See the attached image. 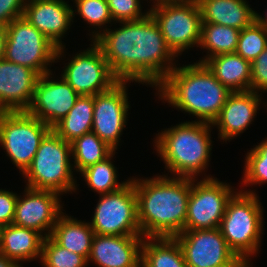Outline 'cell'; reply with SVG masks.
<instances>
[{"instance_id":"31","label":"cell","mask_w":267,"mask_h":267,"mask_svg":"<svg viewBox=\"0 0 267 267\" xmlns=\"http://www.w3.org/2000/svg\"><path fill=\"white\" fill-rule=\"evenodd\" d=\"M257 144L245 154L241 185L246 187L267 183V137Z\"/></svg>"},{"instance_id":"33","label":"cell","mask_w":267,"mask_h":267,"mask_svg":"<svg viewBox=\"0 0 267 267\" xmlns=\"http://www.w3.org/2000/svg\"><path fill=\"white\" fill-rule=\"evenodd\" d=\"M267 47V31L254 20L240 31L236 53L244 59L254 61Z\"/></svg>"},{"instance_id":"19","label":"cell","mask_w":267,"mask_h":267,"mask_svg":"<svg viewBox=\"0 0 267 267\" xmlns=\"http://www.w3.org/2000/svg\"><path fill=\"white\" fill-rule=\"evenodd\" d=\"M262 99L261 94L253 91L232 92L212 123L218 129V138L227 143L248 130L256 118L260 104L263 102L264 105Z\"/></svg>"},{"instance_id":"36","label":"cell","mask_w":267,"mask_h":267,"mask_svg":"<svg viewBox=\"0 0 267 267\" xmlns=\"http://www.w3.org/2000/svg\"><path fill=\"white\" fill-rule=\"evenodd\" d=\"M17 198V193L0 189V227L12 224Z\"/></svg>"},{"instance_id":"40","label":"cell","mask_w":267,"mask_h":267,"mask_svg":"<svg viewBox=\"0 0 267 267\" xmlns=\"http://www.w3.org/2000/svg\"><path fill=\"white\" fill-rule=\"evenodd\" d=\"M148 1V0H147ZM152 2L151 4V8H154L156 6H159V5H163V4H172V3H180V2H183V1H186V0H150Z\"/></svg>"},{"instance_id":"4","label":"cell","mask_w":267,"mask_h":267,"mask_svg":"<svg viewBox=\"0 0 267 267\" xmlns=\"http://www.w3.org/2000/svg\"><path fill=\"white\" fill-rule=\"evenodd\" d=\"M212 124L197 121H184L158 132L153 140L158 153L173 177L197 179L207 171L211 160Z\"/></svg>"},{"instance_id":"20","label":"cell","mask_w":267,"mask_h":267,"mask_svg":"<svg viewBox=\"0 0 267 267\" xmlns=\"http://www.w3.org/2000/svg\"><path fill=\"white\" fill-rule=\"evenodd\" d=\"M144 237L95 234L89 263L97 267H141V245ZM90 261V262H89Z\"/></svg>"},{"instance_id":"18","label":"cell","mask_w":267,"mask_h":267,"mask_svg":"<svg viewBox=\"0 0 267 267\" xmlns=\"http://www.w3.org/2000/svg\"><path fill=\"white\" fill-rule=\"evenodd\" d=\"M65 0H27L23 18L44 34L58 48L74 23L73 7Z\"/></svg>"},{"instance_id":"28","label":"cell","mask_w":267,"mask_h":267,"mask_svg":"<svg viewBox=\"0 0 267 267\" xmlns=\"http://www.w3.org/2000/svg\"><path fill=\"white\" fill-rule=\"evenodd\" d=\"M115 150L102 141L94 132H89L71 142L72 163L74 171L84 169L105 160Z\"/></svg>"},{"instance_id":"2","label":"cell","mask_w":267,"mask_h":267,"mask_svg":"<svg viewBox=\"0 0 267 267\" xmlns=\"http://www.w3.org/2000/svg\"><path fill=\"white\" fill-rule=\"evenodd\" d=\"M192 178L156 174L134 177L143 237H174L184 231Z\"/></svg>"},{"instance_id":"24","label":"cell","mask_w":267,"mask_h":267,"mask_svg":"<svg viewBox=\"0 0 267 267\" xmlns=\"http://www.w3.org/2000/svg\"><path fill=\"white\" fill-rule=\"evenodd\" d=\"M94 236L95 233L89 221L78 220L65 212L59 217L50 234L58 245L86 259L90 255Z\"/></svg>"},{"instance_id":"5","label":"cell","mask_w":267,"mask_h":267,"mask_svg":"<svg viewBox=\"0 0 267 267\" xmlns=\"http://www.w3.org/2000/svg\"><path fill=\"white\" fill-rule=\"evenodd\" d=\"M261 205L254 190H238L229 200L219 227L229 247L248 267H252L251 257L259 253L264 233Z\"/></svg>"},{"instance_id":"8","label":"cell","mask_w":267,"mask_h":267,"mask_svg":"<svg viewBox=\"0 0 267 267\" xmlns=\"http://www.w3.org/2000/svg\"><path fill=\"white\" fill-rule=\"evenodd\" d=\"M51 128L26 111L0 112V145L19 173L31 165Z\"/></svg>"},{"instance_id":"27","label":"cell","mask_w":267,"mask_h":267,"mask_svg":"<svg viewBox=\"0 0 267 267\" xmlns=\"http://www.w3.org/2000/svg\"><path fill=\"white\" fill-rule=\"evenodd\" d=\"M240 30L212 23H202L199 48L207 52L197 62L205 63L210 57L236 52Z\"/></svg>"},{"instance_id":"10","label":"cell","mask_w":267,"mask_h":267,"mask_svg":"<svg viewBox=\"0 0 267 267\" xmlns=\"http://www.w3.org/2000/svg\"><path fill=\"white\" fill-rule=\"evenodd\" d=\"M149 12L177 58L186 50L199 47L202 15L197 0L159 5L150 8Z\"/></svg>"},{"instance_id":"30","label":"cell","mask_w":267,"mask_h":267,"mask_svg":"<svg viewBox=\"0 0 267 267\" xmlns=\"http://www.w3.org/2000/svg\"><path fill=\"white\" fill-rule=\"evenodd\" d=\"M74 1L75 10L72 9L73 20L76 14L80 15L83 21H85L89 27L95 28L89 32L91 41H94L100 36L104 31L108 29V25L114 24L111 18L107 0H72ZM104 27V28H103ZM99 29V30H98ZM91 33V34H90ZM92 37V38H91Z\"/></svg>"},{"instance_id":"29","label":"cell","mask_w":267,"mask_h":267,"mask_svg":"<svg viewBox=\"0 0 267 267\" xmlns=\"http://www.w3.org/2000/svg\"><path fill=\"white\" fill-rule=\"evenodd\" d=\"M117 152L114 151L105 160L84 169L79 175L88 187L99 195L108 194L120 189L128 180L118 182V171L112 159Z\"/></svg>"},{"instance_id":"6","label":"cell","mask_w":267,"mask_h":267,"mask_svg":"<svg viewBox=\"0 0 267 267\" xmlns=\"http://www.w3.org/2000/svg\"><path fill=\"white\" fill-rule=\"evenodd\" d=\"M71 143L52 129L42 139L31 165L22 174L26 186L36 190H50L61 195L76 193Z\"/></svg>"},{"instance_id":"25","label":"cell","mask_w":267,"mask_h":267,"mask_svg":"<svg viewBox=\"0 0 267 267\" xmlns=\"http://www.w3.org/2000/svg\"><path fill=\"white\" fill-rule=\"evenodd\" d=\"M141 267H187L181 247L174 237H144Z\"/></svg>"},{"instance_id":"35","label":"cell","mask_w":267,"mask_h":267,"mask_svg":"<svg viewBox=\"0 0 267 267\" xmlns=\"http://www.w3.org/2000/svg\"><path fill=\"white\" fill-rule=\"evenodd\" d=\"M250 91L258 94L267 92V47L251 62V88Z\"/></svg>"},{"instance_id":"11","label":"cell","mask_w":267,"mask_h":267,"mask_svg":"<svg viewBox=\"0 0 267 267\" xmlns=\"http://www.w3.org/2000/svg\"><path fill=\"white\" fill-rule=\"evenodd\" d=\"M198 180L192 178L184 230L218 228L229 200L237 191L210 174L205 173L204 178Z\"/></svg>"},{"instance_id":"3","label":"cell","mask_w":267,"mask_h":267,"mask_svg":"<svg viewBox=\"0 0 267 267\" xmlns=\"http://www.w3.org/2000/svg\"><path fill=\"white\" fill-rule=\"evenodd\" d=\"M179 65L155 89V94L178 111L195 116L194 121L212 124L232 91L216 79L205 63Z\"/></svg>"},{"instance_id":"9","label":"cell","mask_w":267,"mask_h":267,"mask_svg":"<svg viewBox=\"0 0 267 267\" xmlns=\"http://www.w3.org/2000/svg\"><path fill=\"white\" fill-rule=\"evenodd\" d=\"M94 215L89 222L97 235H142L138 222L134 176L120 189L99 195Z\"/></svg>"},{"instance_id":"16","label":"cell","mask_w":267,"mask_h":267,"mask_svg":"<svg viewBox=\"0 0 267 267\" xmlns=\"http://www.w3.org/2000/svg\"><path fill=\"white\" fill-rule=\"evenodd\" d=\"M54 78L53 71L39 76L32 103L26 110L51 129L67 115L80 96L62 77Z\"/></svg>"},{"instance_id":"39","label":"cell","mask_w":267,"mask_h":267,"mask_svg":"<svg viewBox=\"0 0 267 267\" xmlns=\"http://www.w3.org/2000/svg\"><path fill=\"white\" fill-rule=\"evenodd\" d=\"M0 267H23L15 260L9 259L0 253Z\"/></svg>"},{"instance_id":"12","label":"cell","mask_w":267,"mask_h":267,"mask_svg":"<svg viewBox=\"0 0 267 267\" xmlns=\"http://www.w3.org/2000/svg\"><path fill=\"white\" fill-rule=\"evenodd\" d=\"M174 238L187 267H248L229 247L219 227L184 230Z\"/></svg>"},{"instance_id":"13","label":"cell","mask_w":267,"mask_h":267,"mask_svg":"<svg viewBox=\"0 0 267 267\" xmlns=\"http://www.w3.org/2000/svg\"><path fill=\"white\" fill-rule=\"evenodd\" d=\"M89 45L86 50L68 59L60 75L80 96L105 92L119 81L112 73L101 48L94 41Z\"/></svg>"},{"instance_id":"21","label":"cell","mask_w":267,"mask_h":267,"mask_svg":"<svg viewBox=\"0 0 267 267\" xmlns=\"http://www.w3.org/2000/svg\"><path fill=\"white\" fill-rule=\"evenodd\" d=\"M43 240L39 232L26 227L14 224L0 227V253L21 265L41 260Z\"/></svg>"},{"instance_id":"23","label":"cell","mask_w":267,"mask_h":267,"mask_svg":"<svg viewBox=\"0 0 267 267\" xmlns=\"http://www.w3.org/2000/svg\"><path fill=\"white\" fill-rule=\"evenodd\" d=\"M205 64L230 91H250L251 62L236 52L210 57Z\"/></svg>"},{"instance_id":"32","label":"cell","mask_w":267,"mask_h":267,"mask_svg":"<svg viewBox=\"0 0 267 267\" xmlns=\"http://www.w3.org/2000/svg\"><path fill=\"white\" fill-rule=\"evenodd\" d=\"M39 263L43 267H87V259L58 245L50 236L42 243V256Z\"/></svg>"},{"instance_id":"22","label":"cell","mask_w":267,"mask_h":267,"mask_svg":"<svg viewBox=\"0 0 267 267\" xmlns=\"http://www.w3.org/2000/svg\"><path fill=\"white\" fill-rule=\"evenodd\" d=\"M197 1L201 10L202 23L233 27L241 31L255 20L256 10L246 0Z\"/></svg>"},{"instance_id":"14","label":"cell","mask_w":267,"mask_h":267,"mask_svg":"<svg viewBox=\"0 0 267 267\" xmlns=\"http://www.w3.org/2000/svg\"><path fill=\"white\" fill-rule=\"evenodd\" d=\"M128 82L131 83L119 80L109 90L94 95L92 132L115 151L120 145V137L126 128L131 108L127 93L130 85Z\"/></svg>"},{"instance_id":"41","label":"cell","mask_w":267,"mask_h":267,"mask_svg":"<svg viewBox=\"0 0 267 267\" xmlns=\"http://www.w3.org/2000/svg\"><path fill=\"white\" fill-rule=\"evenodd\" d=\"M260 15L257 11H255V20L263 25L264 29L267 31V12H265V15Z\"/></svg>"},{"instance_id":"7","label":"cell","mask_w":267,"mask_h":267,"mask_svg":"<svg viewBox=\"0 0 267 267\" xmlns=\"http://www.w3.org/2000/svg\"><path fill=\"white\" fill-rule=\"evenodd\" d=\"M64 51L65 46H55L23 17L13 20L7 26L4 59L27 66L40 76L52 72V63L54 65L62 56H66Z\"/></svg>"},{"instance_id":"38","label":"cell","mask_w":267,"mask_h":267,"mask_svg":"<svg viewBox=\"0 0 267 267\" xmlns=\"http://www.w3.org/2000/svg\"><path fill=\"white\" fill-rule=\"evenodd\" d=\"M6 38L7 26L0 25V60L4 58Z\"/></svg>"},{"instance_id":"15","label":"cell","mask_w":267,"mask_h":267,"mask_svg":"<svg viewBox=\"0 0 267 267\" xmlns=\"http://www.w3.org/2000/svg\"><path fill=\"white\" fill-rule=\"evenodd\" d=\"M22 194L18 195L12 224L35 230L44 238L50 236L54 225L64 213L62 211H65L61 194L28 187L24 188Z\"/></svg>"},{"instance_id":"34","label":"cell","mask_w":267,"mask_h":267,"mask_svg":"<svg viewBox=\"0 0 267 267\" xmlns=\"http://www.w3.org/2000/svg\"><path fill=\"white\" fill-rule=\"evenodd\" d=\"M109 12L114 24L122 21L143 19L150 12H142L141 0H107Z\"/></svg>"},{"instance_id":"1","label":"cell","mask_w":267,"mask_h":267,"mask_svg":"<svg viewBox=\"0 0 267 267\" xmlns=\"http://www.w3.org/2000/svg\"><path fill=\"white\" fill-rule=\"evenodd\" d=\"M94 42L118 80L137 82L155 89L176 66V55L149 13L136 21L117 22ZM175 61V62H174Z\"/></svg>"},{"instance_id":"17","label":"cell","mask_w":267,"mask_h":267,"mask_svg":"<svg viewBox=\"0 0 267 267\" xmlns=\"http://www.w3.org/2000/svg\"><path fill=\"white\" fill-rule=\"evenodd\" d=\"M39 74L31 68L0 60V112L26 111Z\"/></svg>"},{"instance_id":"37","label":"cell","mask_w":267,"mask_h":267,"mask_svg":"<svg viewBox=\"0 0 267 267\" xmlns=\"http://www.w3.org/2000/svg\"><path fill=\"white\" fill-rule=\"evenodd\" d=\"M27 0H0V25L8 26L13 20L23 17Z\"/></svg>"},{"instance_id":"26","label":"cell","mask_w":267,"mask_h":267,"mask_svg":"<svg viewBox=\"0 0 267 267\" xmlns=\"http://www.w3.org/2000/svg\"><path fill=\"white\" fill-rule=\"evenodd\" d=\"M94 96H79L75 105L52 130L66 142L92 132Z\"/></svg>"}]
</instances>
